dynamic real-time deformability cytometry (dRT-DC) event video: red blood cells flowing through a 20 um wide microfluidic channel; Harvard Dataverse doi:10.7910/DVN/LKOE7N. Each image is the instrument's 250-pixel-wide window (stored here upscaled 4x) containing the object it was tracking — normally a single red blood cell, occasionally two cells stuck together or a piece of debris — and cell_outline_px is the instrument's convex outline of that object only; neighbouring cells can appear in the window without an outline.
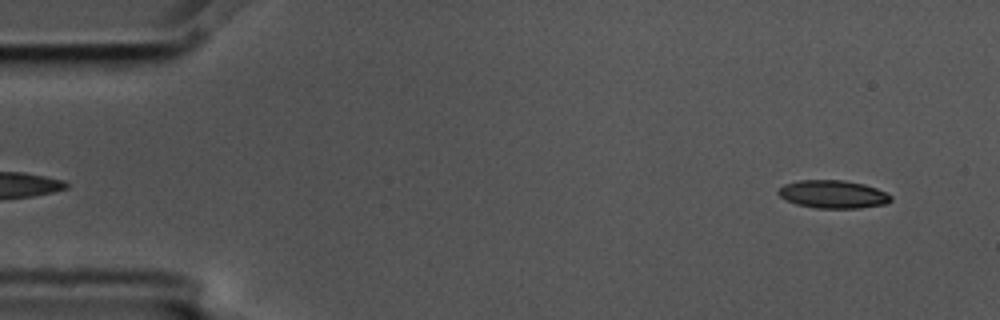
{"species": "common noctule bat (a hibernating species)", "species_latin": "Nyctalus noctula", "temperature_condition": "cold", "stored_images_in_passage": 6, "camera_frame_rate_fps": 3000, "um_per_image_px": 0.085, "animal": {"sex": "male", "body_mass_g": 17.5, "forearm_length_mm": 52.3}, "frame": {"image": 1, "passage_image": 1, "time_ms": 0.0, "image_size_px": [1000, 320], "cell_outline_px": [[892, 200], [888, 204], [860, 208], [816, 208], [796, 204], [780, 196], [776, 192], [784, 184], [800, 180], [844, 180], [864, 184], [876, 188], [892, 196]], "centroid_in_image_um": [70.83, 16.51], "position_along_channel_um": 14.2, "area_um2": 18.38}}
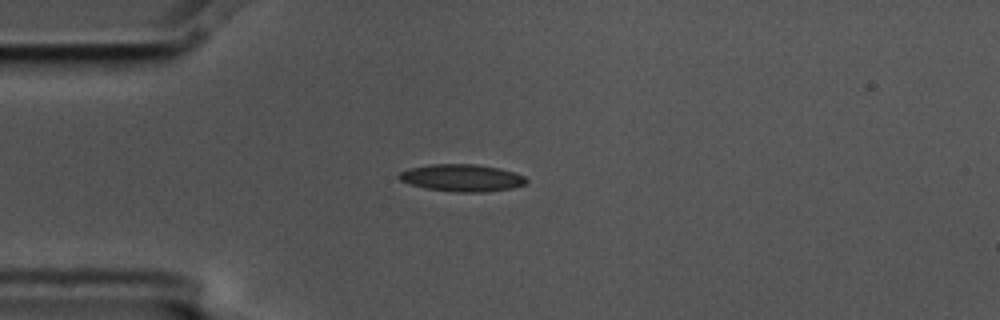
{"frame": {"image": 2, "passage_image": 4, "time_ms": 1.0, "image_size_px": [1000, 320], "cell_outline_px": [[528, 180], [524, 184], [512, 188], [484, 192], [456, 192], [424, 188], [400, 180], [396, 176], [400, 172], [408, 168], [432, 164], [476, 164], [500, 168], [524, 176]], "centroid_in_image_um": [39.24, 15.11], "position_along_channel_um": 45.8, "area_um2": 20.11}}
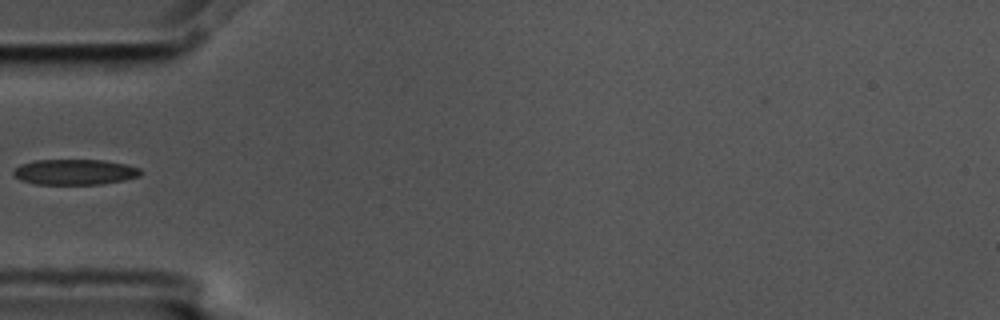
{"frame": {"image": 3, "passage_image": 5, "time_ms": 1.333, "image_size_px": [1000, 320], "cell_outline_px": [[144, 172], [140, 176], [124, 180], [100, 184], [36, 184], [20, 180], [12, 172], [20, 164], [36, 160], [104, 160], [124, 164], [140, 168]], "centroid_in_image_um": [6.38, 14.62], "position_along_channel_um": 78.6, "area_um2": 18.9}}